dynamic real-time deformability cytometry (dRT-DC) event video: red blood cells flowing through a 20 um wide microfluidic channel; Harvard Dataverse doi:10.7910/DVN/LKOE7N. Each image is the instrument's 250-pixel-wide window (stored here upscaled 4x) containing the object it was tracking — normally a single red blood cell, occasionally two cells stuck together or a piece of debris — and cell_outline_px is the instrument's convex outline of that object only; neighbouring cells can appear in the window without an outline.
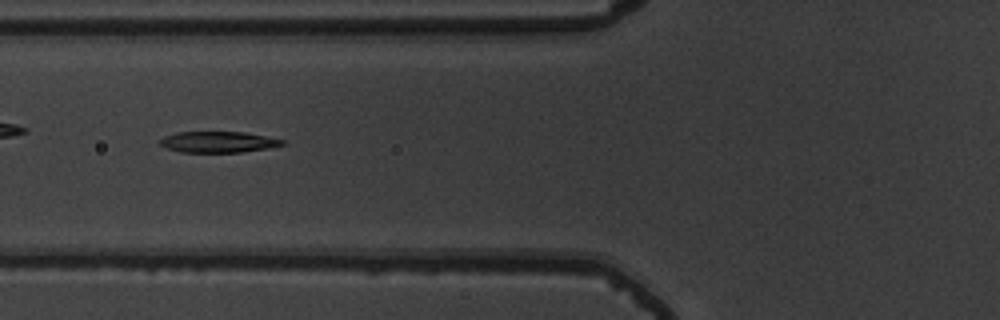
{"species": "common noctule bat (a hibernating species)", "species_latin": "Nyctalus noctula", "temperature_condition": "warm", "stored_images_in_passage": 53, "camera_frame_rate_fps": 3000, "um_per_image_px": 0.085, "animal": {"sex": "male", "body_mass_g": 19.5, "forearm_length_mm": 54.6}, "frame": {"image": 1, "passage_image": 21, "time_ms": 6.667, "image_size_px": [1000, 320], "cell_outline_px": [[284, 144], [268, 148], [240, 152], [180, 152], [168, 148], [160, 144], [160, 140], [164, 136], [176, 132], [244, 132], [284, 140]], "centroid_in_image_um": [18.52, 12.06], "position_along_channel_um": 107.3, "area_um2": 14.8}}
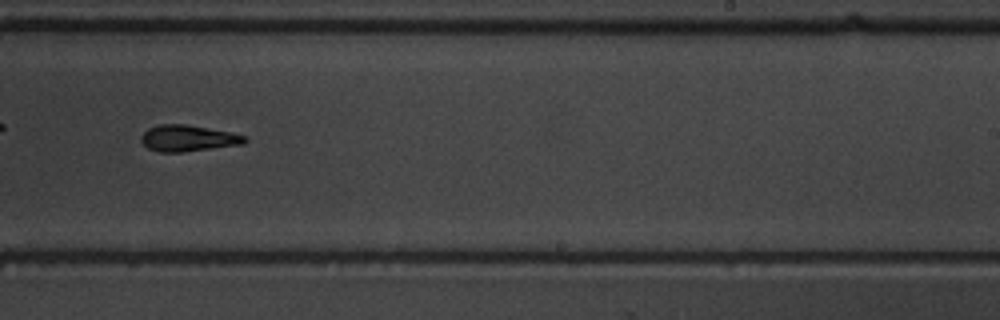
{"frame": {"image": 2, "passage_image": 34, "time_ms": 11.0, "image_size_px": [1000, 320], "cell_outline_px": [[248, 140], [244, 144], [184, 152], [160, 152], [148, 148], [140, 140], [140, 136], [148, 128], [160, 124], [184, 124], [232, 132], [248, 136]], "centroid_in_image_um": [16.01, 11.75], "position_along_channel_um": 273.0, "area_um2": 16.01}}
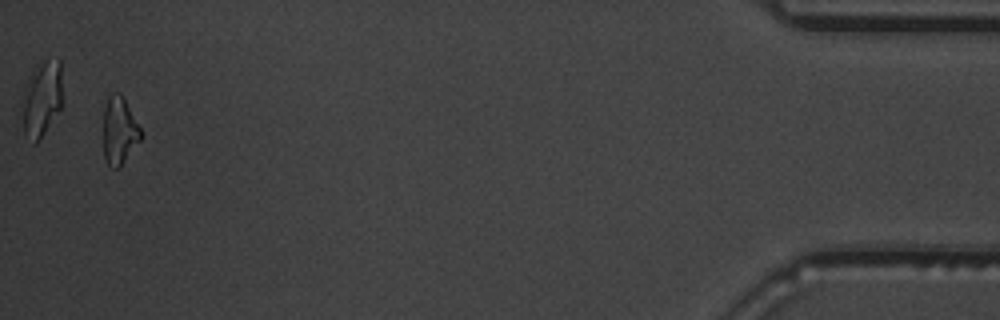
{"frame": {"image": 3, "passage_image": 52, "time_ms": 17.0, "image_size_px": [1000, 320], "cell_outline_px": [[140, 140], [120, 168], [112, 168], [104, 160], [104, 108], [108, 96], [112, 92], [120, 92], [140, 128]], "centroid_in_image_um": [10.12, 11.13], "position_along_channel_um": 425.1, "area_um2": 14.57}, "authors_computed_cell_mechanics": {"area_um2": 15.7794, "velocity_mm_per_s": 3.8197, "shape_relaxation_time_tau1_ms": 4.3747, "shape_relaxation_time_tau2_ms": 3.2385, "deformation_change_tau1": 0.1683, "deformation_change_tau2": 0.1299}}